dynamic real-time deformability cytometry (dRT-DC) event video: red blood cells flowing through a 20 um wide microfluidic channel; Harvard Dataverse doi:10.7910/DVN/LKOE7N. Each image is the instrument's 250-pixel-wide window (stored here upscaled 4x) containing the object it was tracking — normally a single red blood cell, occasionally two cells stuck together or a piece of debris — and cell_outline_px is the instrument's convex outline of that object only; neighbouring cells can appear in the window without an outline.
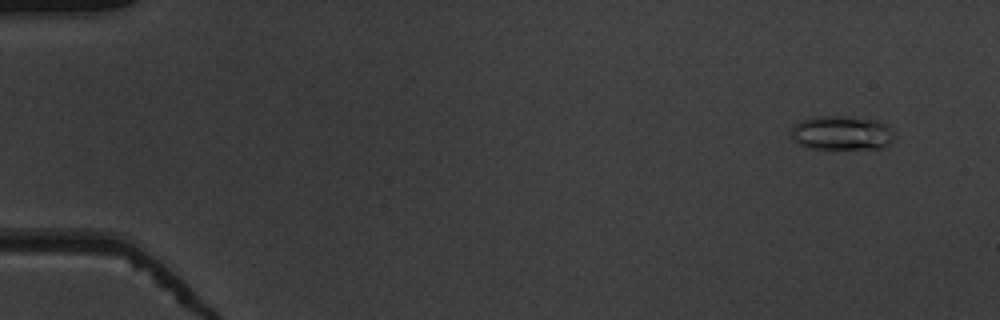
{"species": "common noctule bat (a hibernating species)", "species_latin": "Nyctalus noctula", "temperature_condition": "warm", "stored_images_in_passage": 53, "camera_frame_rate_fps": 3000, "um_per_image_px": 0.085, "animal": {"sex": "male", "body_mass_g": 19.5, "forearm_length_mm": 54.6}, "frame": {"image": 1, "passage_image": 4, "time_ms": 1.0, "image_size_px": [1000, 320], "cell_outline_px": [[892, 140], [888, 144], [880, 148], [808, 148], [792, 140], [792, 128], [796, 124], [804, 120], [820, 116], [840, 116], [876, 120], [884, 124], [892, 132]], "centroid_in_image_um": [71.51, 11.3], "position_along_channel_um": 13.5, "area_um2": 19.94}}
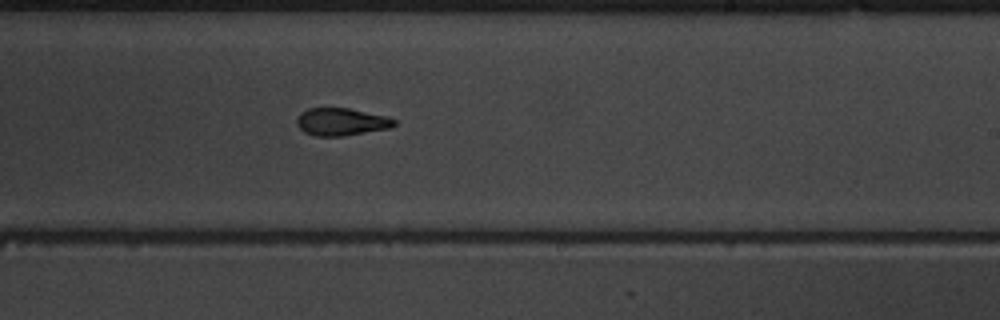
{"frame": {"image": 2, "passage_image": 33, "time_ms": 10.667, "image_size_px": [1000, 320], "cell_outline_px": [[396, 124], [392, 128], [344, 136], [316, 136], [304, 132], [296, 124], [296, 120], [300, 112], [308, 108], [348, 108], [388, 116], [396, 120]], "centroid_in_image_um": [29.03, 10.35], "position_along_channel_um": 260.0, "area_um2": 15.84}}
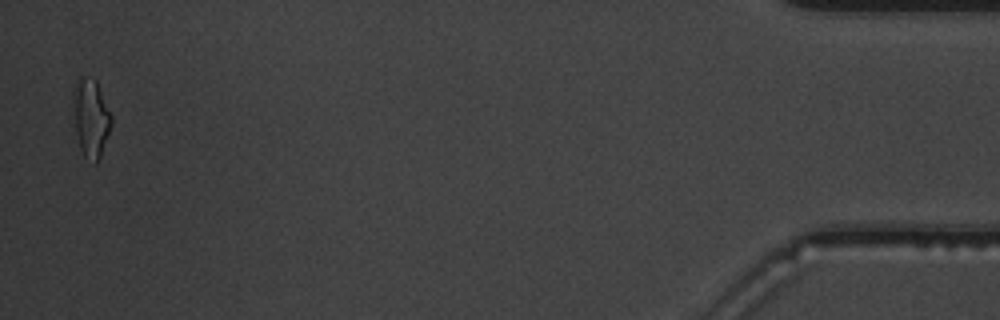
{"frame": {"image": 3, "passage_image": 52, "time_ms": 17.0, "image_size_px": [1000, 320], "cell_outline_px": [[112, 124], [100, 156], [96, 164], [92, 164], [84, 156], [80, 148], [76, 132], [72, 96], [72, 92], [76, 80], [80, 76], [92, 76], [96, 80], [112, 116]], "centroid_in_image_um": [7.71, 9.99], "position_along_channel_um": 427.5, "area_um2": 17.57}, "authors_computed_cell_mechanics": {"area_um2": 16.3574, "velocity_mm_per_s": 3.947, "shape_relaxation_time_tau1_ms": 5.154, "shape_relaxation_time_tau2_ms": 2.1435, "deformation_change_tau1": 0.1816, "deformation_change_tau2": 0.0916}}